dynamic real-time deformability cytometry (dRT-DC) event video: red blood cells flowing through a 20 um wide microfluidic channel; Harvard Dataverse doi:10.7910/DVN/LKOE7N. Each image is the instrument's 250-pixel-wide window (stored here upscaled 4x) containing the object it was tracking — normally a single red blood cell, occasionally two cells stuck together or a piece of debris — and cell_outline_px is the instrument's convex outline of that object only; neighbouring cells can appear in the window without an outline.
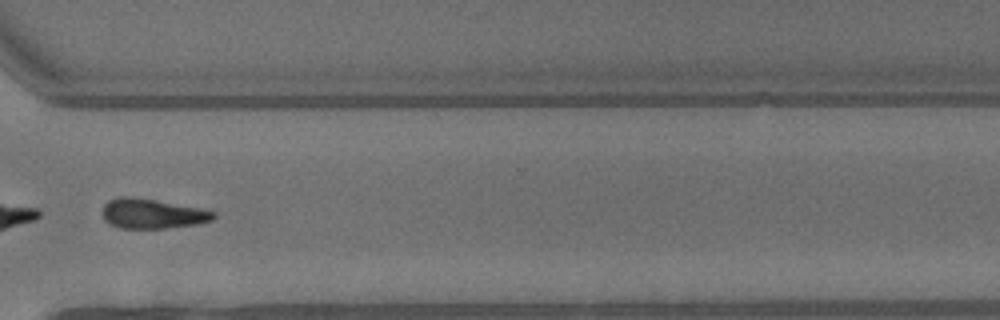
{"species": "common noctule bat (a hibernating species)", "species_latin": "Nyctalus noctula", "temperature_condition": "warm", "stored_images_in_passage": 30, "camera_frame_rate_fps": 3000, "um_per_image_px": 0.085, "animal": {"sex": "male", "body_mass_g": 13.3}, "frame": {"image": 1, "passage_image": 24, "time_ms": 7.667, "image_size_px": [1000, 320], "cell_outline_px": [[216, 216], [212, 220], [196, 224], [164, 228], [120, 228], [104, 220], [100, 212], [104, 204], [108, 200], [120, 196], [132, 196], [200, 208], [216, 212]], "centroid_in_image_um": [12.9, 18.15], "position_along_channel_um": 357.7, "area_um2": 19.31}, "authors_computed_cell_mechanics": {"area_um2": 19.8254, "velocity_mm_per_s": 4.6504, "shape_relaxation_time_tau1_ms": 3.7001, "shape_relaxation_time_tau2_ms": null, "deformation_change_tau1": 0.1377, "deformation_change_tau2": null}}